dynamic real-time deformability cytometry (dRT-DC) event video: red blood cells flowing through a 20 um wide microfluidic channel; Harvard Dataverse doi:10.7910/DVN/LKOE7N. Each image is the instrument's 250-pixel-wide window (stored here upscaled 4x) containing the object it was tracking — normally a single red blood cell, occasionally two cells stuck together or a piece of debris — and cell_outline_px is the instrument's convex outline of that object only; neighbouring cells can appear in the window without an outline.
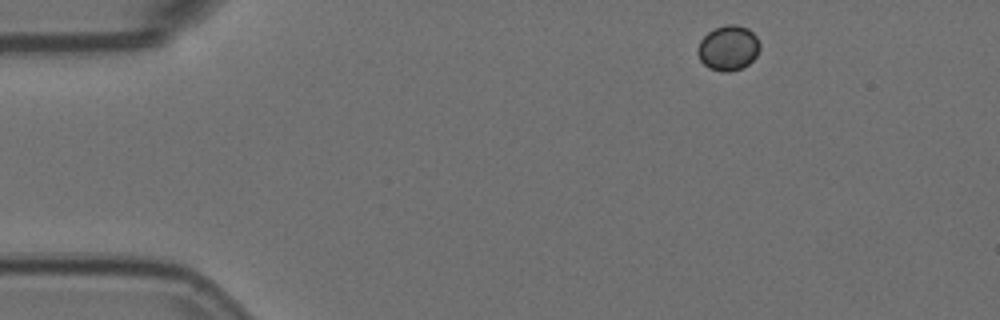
{"species": "Egyptian fruit bat (a non-hibernating species)", "species_latin": "Rousettus aegyptiacus", "temperature_condition": "room temperature", "stored_images_in_passage": 5, "camera_frame_rate_fps": 3000, "um_per_image_px": 0.085, "animal": {"sex": "female"}, "frame": {"image": 1, "passage_image": 1, "time_ms": 0.0, "image_size_px": [1000, 320], "cell_outline_px": [[760, 48], [756, 56], [748, 64], [740, 68], [728, 72], [720, 72], [708, 68], [700, 60], [696, 52], [696, 48], [700, 40], [708, 32], [724, 24], [736, 24], [748, 28], [756, 36], [760, 44]], "centroid_in_image_um": [61.88, 4.07], "position_along_channel_um": 23.1, "area_um2": 16.47}}
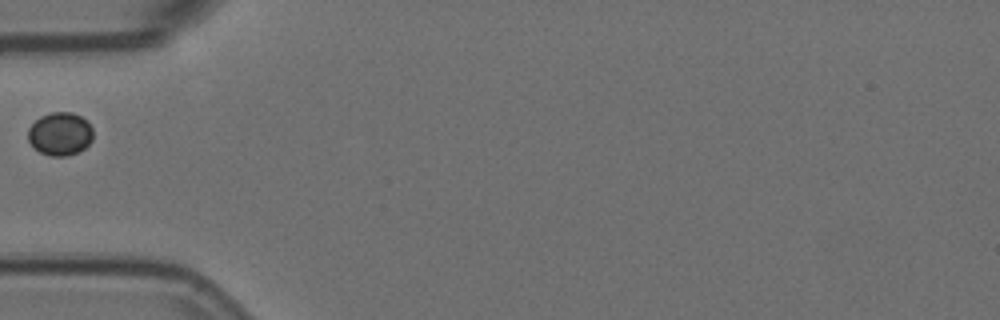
{"frame": {"image": 2, "passage_image": 4, "time_ms": 1.0, "image_size_px": [1000, 320], "cell_outline_px": [[92, 140], [84, 148], [76, 152], [64, 156], [52, 156], [40, 152], [28, 140], [28, 128], [40, 116], [52, 112], [72, 112], [80, 116], [92, 128]], "centroid_in_image_um": [5.09, 11.37], "position_along_channel_um": 79.9, "area_um2": 16.07}}
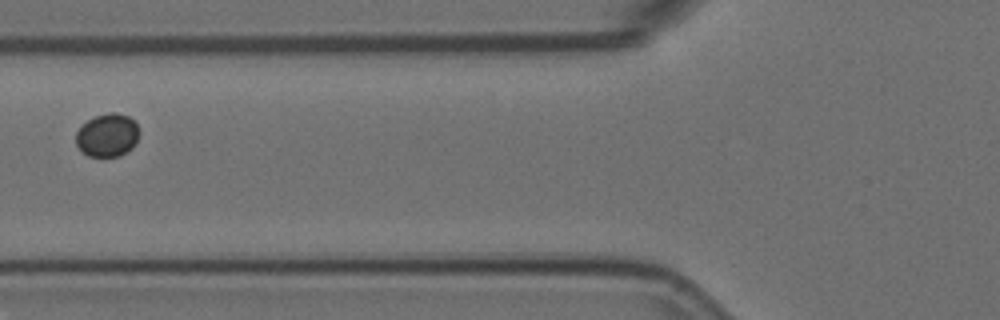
{"frame": {"image": 3, "passage_image": 5, "time_ms": 1.333, "image_size_px": [1000, 320], "cell_outline_px": [[140, 132], [136, 144], [128, 152], [120, 156], [88, 156], [76, 144], [76, 132], [88, 120], [96, 116], [108, 112], [116, 112], [128, 116], [136, 120]], "centroid_in_image_um": [9.19, 11.48], "position_along_channel_um": 116.6, "area_um2": 16.07}}